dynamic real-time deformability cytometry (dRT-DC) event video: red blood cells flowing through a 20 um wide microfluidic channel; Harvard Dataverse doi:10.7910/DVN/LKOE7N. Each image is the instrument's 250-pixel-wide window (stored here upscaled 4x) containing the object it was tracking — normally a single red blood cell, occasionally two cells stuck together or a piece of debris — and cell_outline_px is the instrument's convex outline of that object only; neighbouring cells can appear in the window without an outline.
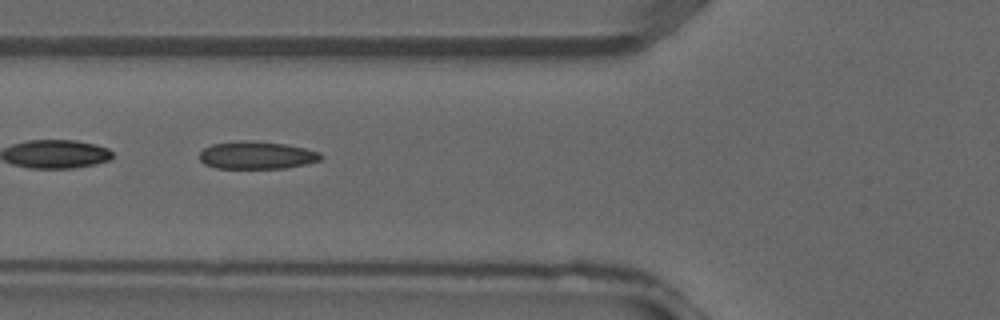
{"species": "common noctule bat (a hibernating species)", "species_latin": "Nyctalus noctula", "temperature_condition": "warm", "stored_images_in_passage": 33, "camera_frame_rate_fps": 3000, "um_per_image_px": 0.085, "animal": {"sex": "male", "forearm_length_mm": 52.5}, "frame": {"image": 1, "passage_image": 9, "time_ms": 2.667, "image_size_px": [1000, 320], "cell_outline_px": [[324, 156], [320, 160], [308, 164], [284, 168], [216, 168], [204, 164], [200, 160], [200, 152], [204, 148], [212, 144], [248, 140], [252, 140], [284, 144], [304, 148], [320, 152]], "centroid_in_image_um": [21.84, 13.2], "position_along_channel_um": 104.0, "area_um2": 19.54}}
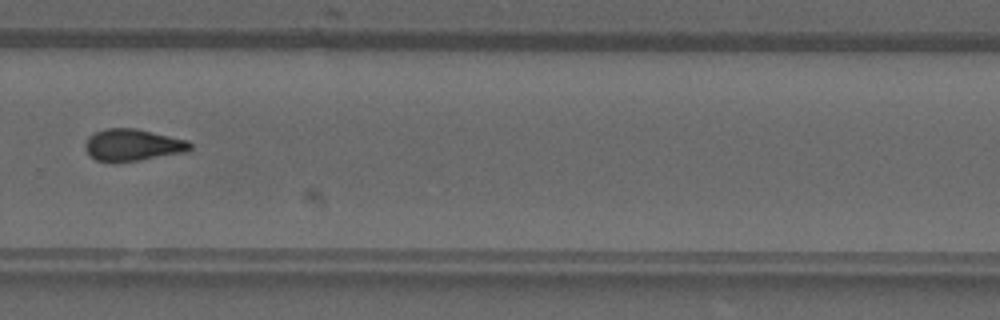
{"frame": {"image": 2, "passage_image": 21, "time_ms": 6.667, "image_size_px": [1000, 320], "cell_outline_px": [[192, 148], [184, 152], [140, 160], [96, 160], [84, 148], [84, 144], [88, 136], [104, 128], [136, 128], [188, 140], [192, 144]], "centroid_in_image_um": [11.29, 12.29], "position_along_channel_um": 318.5, "area_um2": 19.13}}
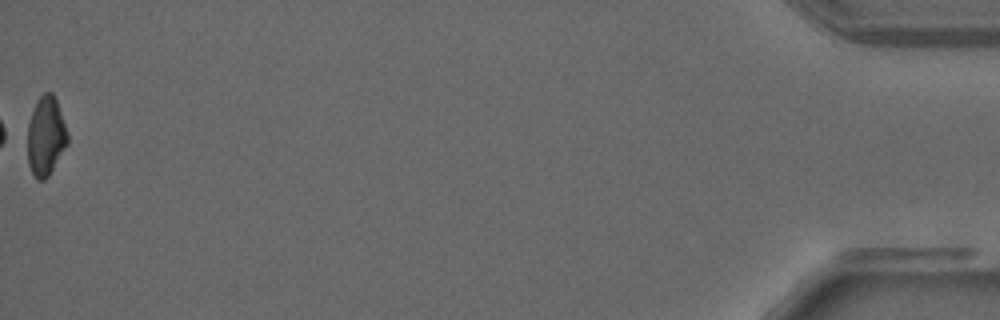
{"frame": {"image": 3, "passage_image": 33, "time_ms": 10.667, "image_size_px": [1000, 320], "cell_outline_px": [[68, 144], [48, 176], [44, 180], [36, 180], [28, 164], [28, 124], [36, 100], [44, 92], [52, 92], [56, 100], [68, 132]], "centroid_in_image_um": [3.9, 11.57], "position_along_channel_um": 431.3, "area_um2": 18.44}}